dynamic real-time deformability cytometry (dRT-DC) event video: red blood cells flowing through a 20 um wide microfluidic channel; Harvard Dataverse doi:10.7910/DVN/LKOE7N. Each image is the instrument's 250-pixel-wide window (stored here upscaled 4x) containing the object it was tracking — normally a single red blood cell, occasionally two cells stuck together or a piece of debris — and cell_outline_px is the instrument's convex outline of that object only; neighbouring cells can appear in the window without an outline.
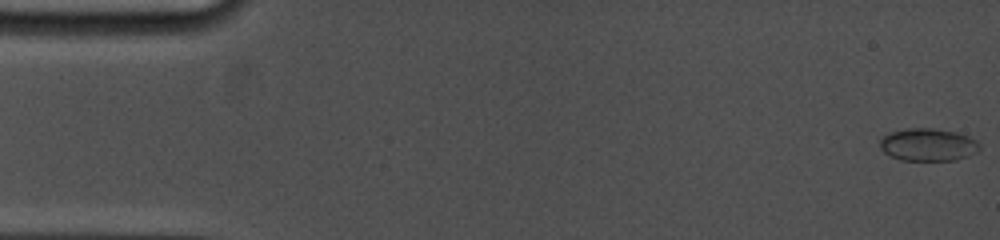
{"species": "common noctule bat (a hibernating species)", "species_latin": "Nyctalus noctula", "temperature_condition": "cold", "stored_images_in_passage": 16, "camera_frame_rate_fps": 5000, "um_per_image_px": 0.085, "animal": {"sex": "female", "body_mass_g": 19.0, "forearm_length_mm": 53.3}, "frame": {"image": 1, "passage_image": 1, "time_ms": 0.0, "image_size_px": [1000, 240], "cell_outline_px": [[980, 148], [976, 152], [968, 156], [956, 160], [900, 160], [884, 152], [880, 148], [880, 136], [888, 132], [904, 128], [932, 128], [956, 132], [968, 136], [976, 140], [980, 144]], "centroid_in_image_um": [78.85, 12.28], "position_along_channel_um": 6.1, "area_um2": 19.13}}
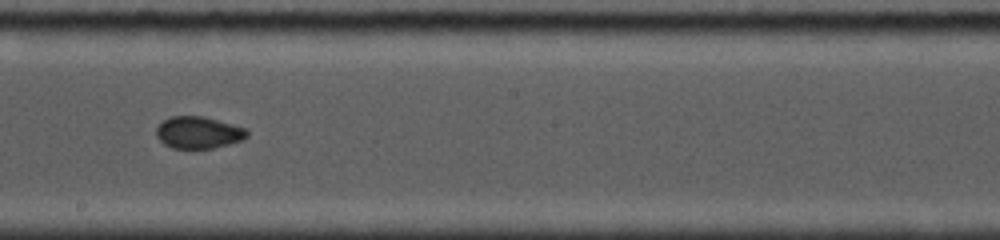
{"frame": {"image": 2, "passage_image": 10, "time_ms": 9.6, "image_size_px": [1000, 240], "cell_outline_px": [[248, 136], [244, 140], [212, 148], [172, 148], [164, 144], [156, 136], [156, 128], [164, 120], [172, 116], [204, 116], [232, 124], [244, 128], [248, 132]], "centroid_in_image_um": [16.87, 11.26], "position_along_channel_um": 231.3, "area_um2": 16.82}}
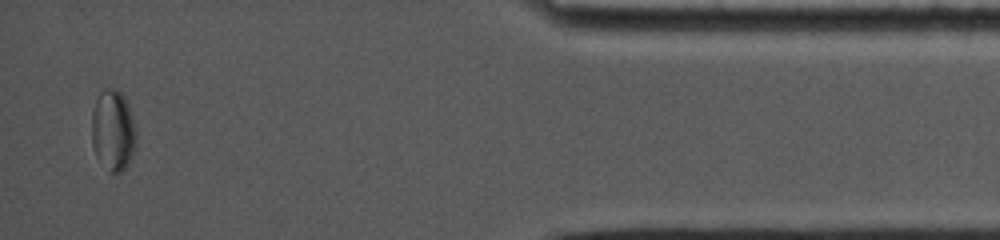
{"frame": {"image": 3, "passage_image": 16, "time_ms": 16.0, "image_size_px": [1000, 240], "cell_outline_px": [[136, 144], [132, 156], [124, 168], [120, 172], [108, 172], [96, 156], [92, 144], [92, 112], [96, 100], [100, 92], [104, 88], [116, 88], [124, 96], [128, 104], [136, 132]], "centroid_in_image_um": [9.6, 11.08], "position_along_channel_um": 425.6, "area_um2": 20.98}, "authors_computed_cell_mechanics": {"area_um2": 17.34, "velocity_mm_per_s": 3.7691, "shape_relaxation_time_tau1_ms": 6.7248, "shape_relaxation_time_tau2_ms": 1.6905, "deformation_change_tau1": 0.1048, "deformation_change_tau2": 0.0305}}